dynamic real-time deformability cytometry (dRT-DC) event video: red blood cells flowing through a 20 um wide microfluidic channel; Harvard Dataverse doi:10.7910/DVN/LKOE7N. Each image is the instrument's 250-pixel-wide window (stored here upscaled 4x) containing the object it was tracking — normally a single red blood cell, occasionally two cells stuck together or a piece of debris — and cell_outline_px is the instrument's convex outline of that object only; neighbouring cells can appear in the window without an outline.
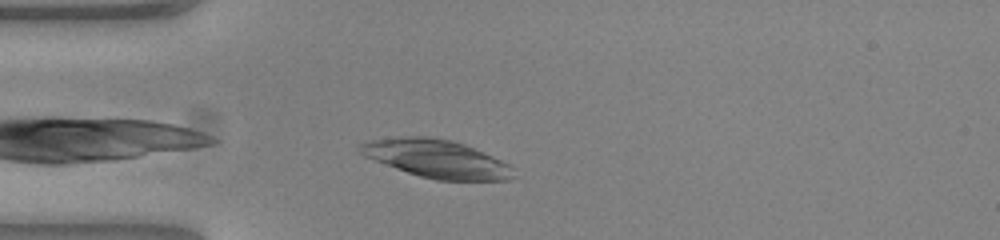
{"species": "common noctule bat (a hibernating species)", "species_latin": "Nyctalus noctula", "temperature_condition": "warm", "stored_images_in_passage": 43, "camera_frame_rate_fps": 3000, "um_per_image_px": 0.085, "animal": {"sex": "female", "body_mass_g": 23.0, "forearm_length_mm": 53.4}, "frame": {"image": 1, "passage_image": 3, "time_ms": 0.667, "image_size_px": [1000, 240], "cell_outline_px": [[512, 176], [508, 180], [436, 180], [420, 176], [396, 168], [364, 156], [356, 148], [360, 144], [372, 140], [408, 136], [424, 136], [452, 140], [464, 144], [512, 164]], "centroid_in_image_um": [37.12, 13.49], "position_along_channel_um": 47.9, "area_um2": 33.64}}
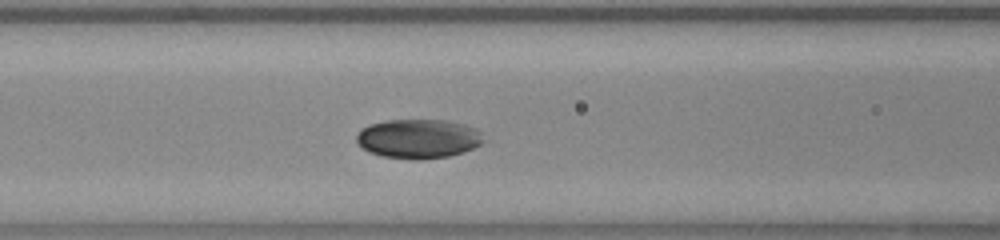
{"frame": {"image": 2, "passage_image": 11, "time_ms": 3.333, "image_size_px": [1000, 240], "cell_outline_px": [[484, 140], [480, 144], [472, 148], [448, 156], [380, 156], [368, 152], [356, 144], [356, 136], [368, 124], [388, 120], [444, 120], [476, 128], [480, 132]], "centroid_in_image_um": [35.51, 11.74], "position_along_channel_um": 131.1, "area_um2": 27.92}}
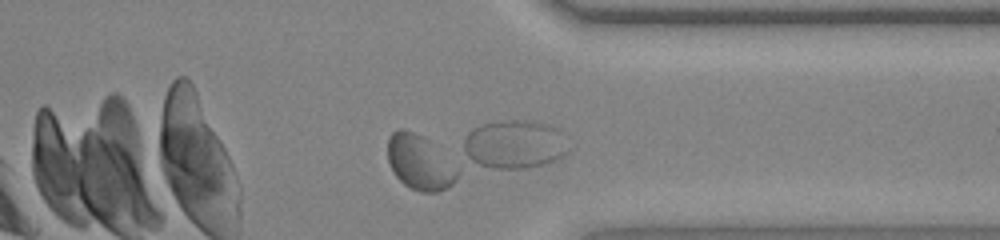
{"frame": {"image": 3, "passage_image": 31, "time_ms": 10.0, "image_size_px": [1000, 240], "cell_outline_px": [[460, 172], [456, 180], [448, 188], [436, 192], [420, 192], [404, 184], [396, 176], [388, 160], [388, 136], [392, 132], [400, 128], [404, 128], [428, 140], [460, 168]], "centroid_in_image_um": [35.71, 13.82], "position_along_channel_um": 375.7, "area_um2": 22.31}}